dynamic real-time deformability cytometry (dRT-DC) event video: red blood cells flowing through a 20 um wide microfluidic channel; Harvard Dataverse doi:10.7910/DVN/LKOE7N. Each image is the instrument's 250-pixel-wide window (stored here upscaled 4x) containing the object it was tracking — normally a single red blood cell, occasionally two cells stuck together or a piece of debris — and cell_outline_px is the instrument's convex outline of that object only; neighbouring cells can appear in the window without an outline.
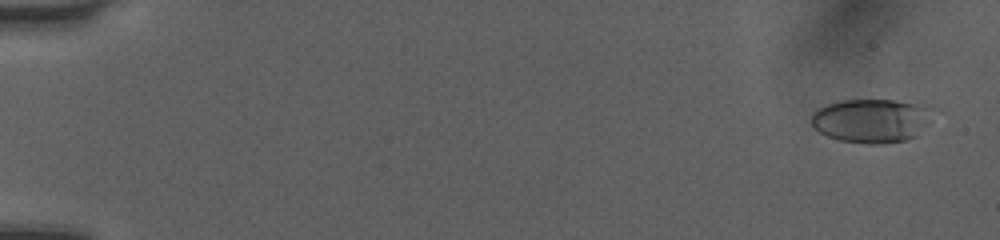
{"species": "human", "species_latin": "Homo sapiens", "temperature_condition": "room temperature", "stored_images_in_passage": 51, "camera_frame_rate_fps": 3000, "um_per_image_px": 0.085, "donor": {"sex": "female"}, "frame": {"image": 1, "passage_image": 2, "time_ms": 0.333, "image_size_px": [1000, 240], "cell_outline_px": [[936, 112], [928, 124], [916, 136], [908, 140], [884, 144], [868, 144], [840, 140], [828, 136], [812, 128], [812, 116], [816, 108], [840, 100], [892, 100], [916, 104], [936, 108]], "centroid_in_image_um": [74.12, 10.26], "position_along_channel_um": 10.9, "area_um2": 31.44}}
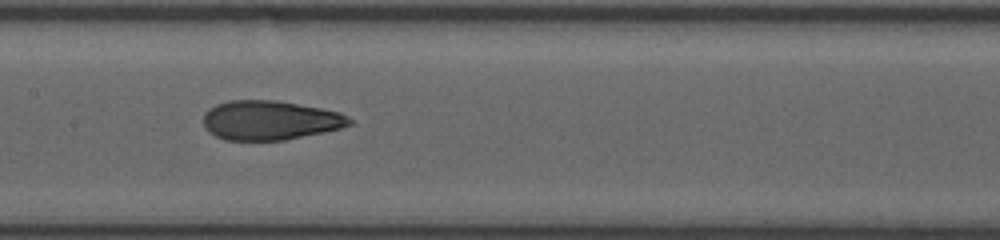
{"frame": {"image": 2, "passage_image": 27, "time_ms": 8.667, "image_size_px": [1000, 240], "cell_outline_px": [[352, 124], [340, 128], [324, 132], [284, 140], [224, 140], [208, 132], [204, 128], [204, 112], [216, 104], [228, 100], [276, 100], [320, 108], [340, 112], [348, 116], [352, 120]], "centroid_in_image_um": [22.93, 10.22], "position_along_channel_um": 184.5, "area_um2": 33.58}}
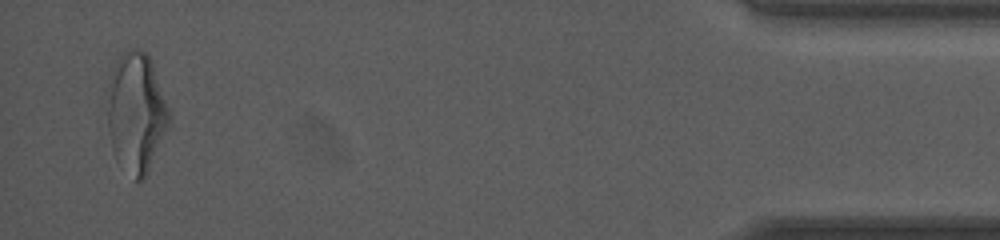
{"frame": {"image": 3, "passage_image": 50, "time_ms": 16.333, "image_size_px": [1000, 240], "cell_outline_px": [[168, 128], [144, 180], [136, 180], [112, 148], [108, 128], [108, 84], [116, 60], [128, 48], [136, 48], [144, 52], [148, 56], [152, 64], [168, 108]], "centroid_in_image_um": [11.57, 9.52], "position_along_channel_um": 423.6, "area_um2": 41.79}, "authors_computed_cell_mechanics": {"area_um2": 33.2928, "velocity_mm_per_s": 4.0639, "shape_relaxation_time_tau1_ms": 7.1823, "shape_relaxation_time_tau2_ms": 1.226, "deformation_change_tau1": 0.2335, "deformation_change_tau2": 0.0845}}